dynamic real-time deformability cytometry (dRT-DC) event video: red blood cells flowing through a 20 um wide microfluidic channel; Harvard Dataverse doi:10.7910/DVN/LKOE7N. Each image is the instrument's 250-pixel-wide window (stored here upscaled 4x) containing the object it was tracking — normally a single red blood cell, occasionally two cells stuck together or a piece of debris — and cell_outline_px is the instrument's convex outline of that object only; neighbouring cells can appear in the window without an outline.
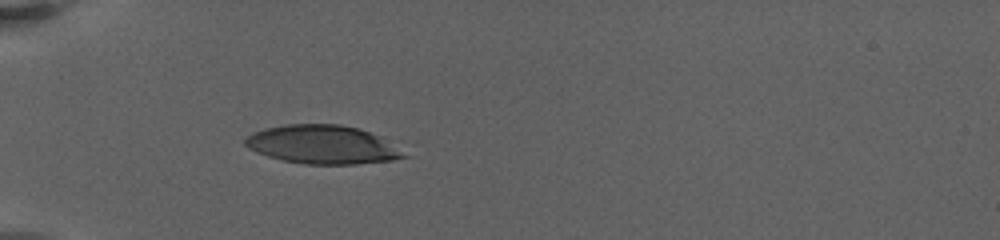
{"species": "human", "species_latin": "Homo sapiens", "temperature_condition": "warm", "stored_images_in_passage": 54, "camera_frame_rate_fps": 3000, "um_per_image_px": 0.085, "donor": {"sex": "female"}, "frame": {"image": 1, "passage_image": 1, "time_ms": 0.0, "image_size_px": [1000, 240], "cell_outline_px": [[408, 156], [392, 160], [356, 164], [304, 164], [284, 160], [268, 156], [256, 152], [248, 148], [244, 144], [244, 140], [252, 132], [264, 128], [284, 124], [340, 124], [356, 128], [368, 132], [376, 136]], "centroid_in_image_um": [27.3, 12.29], "position_along_channel_um": 57.7, "area_um2": 35.08}}
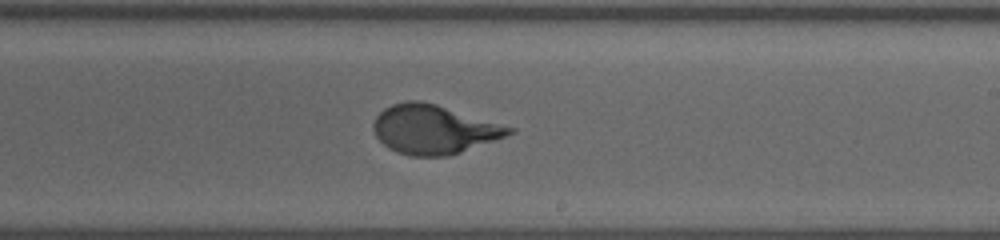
{"frame": {"image": 2, "passage_image": 26, "time_ms": 6.667, "image_size_px": [1000, 240], "cell_outline_px": [[516, 132], [460, 152], [448, 156], [408, 156], [396, 152], [388, 148], [376, 136], [372, 128], [372, 124], [376, 116], [384, 108], [392, 104], [408, 100], [420, 100], [436, 104], [516, 128]], "centroid_in_image_um": [36.84, 10.99], "position_along_channel_um": 252.2, "area_um2": 38.67}}
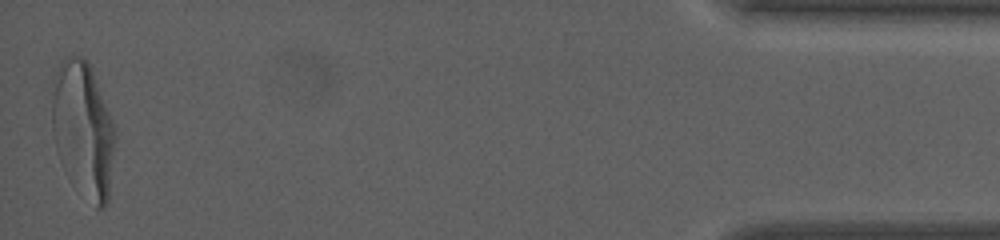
{"frame": {"image": 3, "passage_image": 54, "time_ms": 14.667, "image_size_px": [1000, 240], "cell_outline_px": [[116, 140], [108, 200], [104, 208], [96, 208], [52, 128], [52, 100], [60, 64], [68, 56], [84, 56], [88, 60], [92, 68], [116, 124]], "centroid_in_image_um": [7.22, 10.75], "position_along_channel_um": 428.0, "area_um2": 46.3}, "authors_computed_cell_mechanics": {"area_um2": 38.3214, "velocity_mm_per_s": 3.1567, "shape_relaxation_time_tau1_ms": 4.466, "shape_relaxation_time_tau2_ms": null, "deformation_change_tau1": 0.2292, "deformation_change_tau2": null}}